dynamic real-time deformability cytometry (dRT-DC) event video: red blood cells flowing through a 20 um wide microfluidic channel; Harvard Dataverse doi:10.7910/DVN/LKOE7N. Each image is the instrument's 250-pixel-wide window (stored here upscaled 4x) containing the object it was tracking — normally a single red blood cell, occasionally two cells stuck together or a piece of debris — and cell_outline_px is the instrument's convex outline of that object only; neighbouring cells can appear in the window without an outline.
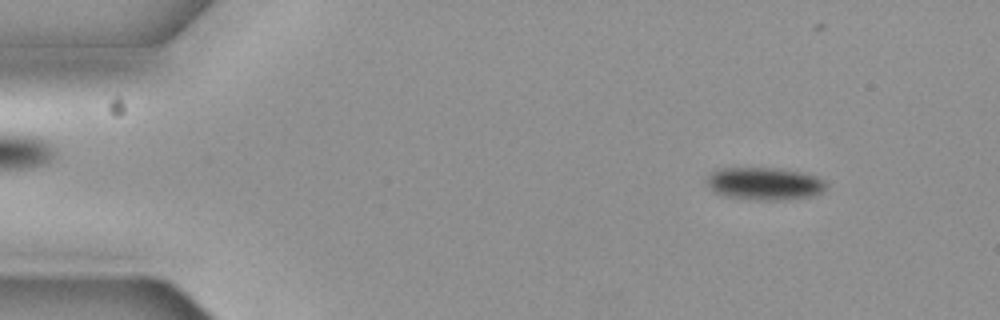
{"species": "common noctule bat (a hibernating species)", "species_latin": "Nyctalus noctula", "temperature_condition": "cold", "stored_images_in_passage": 3, "camera_frame_rate_fps": 3000, "um_per_image_px": 0.085, "animal": {"sex": "female", "body_mass_g": 19.3, "forearm_length_mm": 54.1}, "frame": {"image": 1, "passage_image": 1, "time_ms": 0.0, "image_size_px": [1000, 320], "cell_outline_px": [[824, 188], [820, 192], [808, 196], [784, 200], [756, 200], [724, 196], [712, 192], [704, 180], [716, 168], [772, 168], [800, 172], [812, 176], [820, 180], [824, 184]], "centroid_in_image_um": [64.83, 15.62], "position_along_channel_um": 20.2, "area_um2": 22.37}}